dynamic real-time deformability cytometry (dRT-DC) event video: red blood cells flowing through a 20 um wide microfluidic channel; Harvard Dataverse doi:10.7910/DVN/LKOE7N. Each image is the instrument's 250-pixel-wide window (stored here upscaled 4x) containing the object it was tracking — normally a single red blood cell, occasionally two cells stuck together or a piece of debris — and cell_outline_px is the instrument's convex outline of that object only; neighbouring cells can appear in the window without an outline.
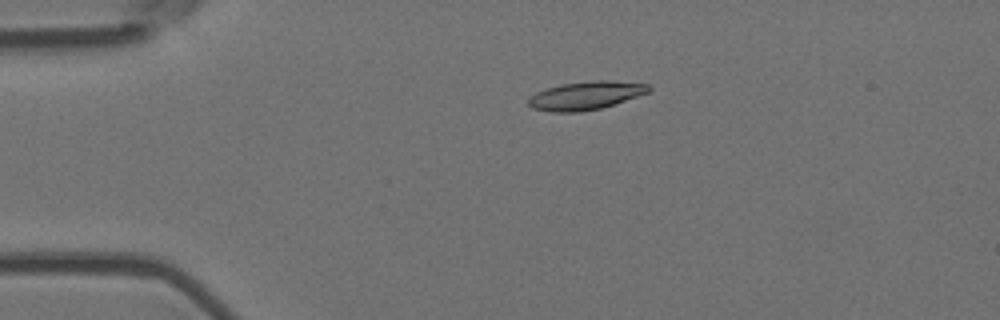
{"species": "Egyptian fruit bat (a non-hibernating species)", "species_latin": "Rousettus aegyptiacus", "temperature_condition": "room temperature", "stored_images_in_passage": 3, "camera_frame_rate_fps": 3000, "um_per_image_px": 0.085, "animal": {"sex": "female"}, "frame": {"image": 1, "passage_image": 1, "time_ms": 0.0, "image_size_px": [1000, 320], "cell_outline_px": [[652, 88], [648, 92], [600, 108], [580, 112], [552, 112], [532, 108], [528, 104], [528, 100], [536, 92], [560, 84], [592, 80], [608, 80], [648, 84]], "centroid_in_image_um": [49.76, 8.11], "position_along_channel_um": 35.2, "area_um2": 19.59}}
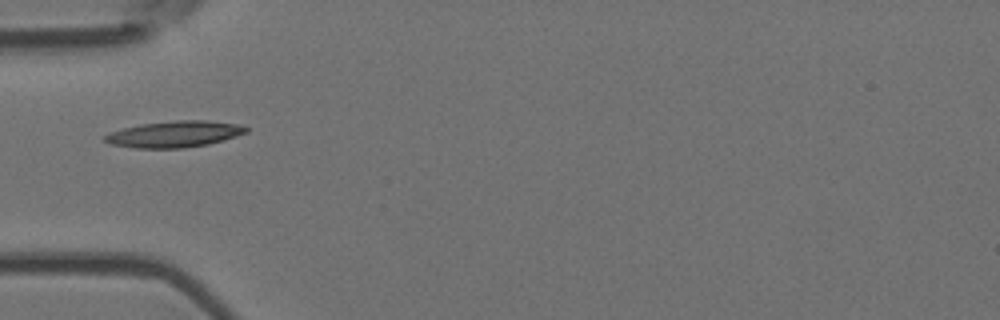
{"frame": {"image": 2, "passage_image": 3, "time_ms": 0.667, "image_size_px": [1000, 320], "cell_outline_px": [[248, 132], [224, 140], [208, 144], [184, 148], [136, 148], [112, 144], [104, 140], [104, 136], [108, 132], [140, 124], [176, 120], [208, 120], [236, 124], [248, 128]], "centroid_in_image_um": [14.82, 11.4], "position_along_channel_um": 70.2, "area_um2": 21.62}}